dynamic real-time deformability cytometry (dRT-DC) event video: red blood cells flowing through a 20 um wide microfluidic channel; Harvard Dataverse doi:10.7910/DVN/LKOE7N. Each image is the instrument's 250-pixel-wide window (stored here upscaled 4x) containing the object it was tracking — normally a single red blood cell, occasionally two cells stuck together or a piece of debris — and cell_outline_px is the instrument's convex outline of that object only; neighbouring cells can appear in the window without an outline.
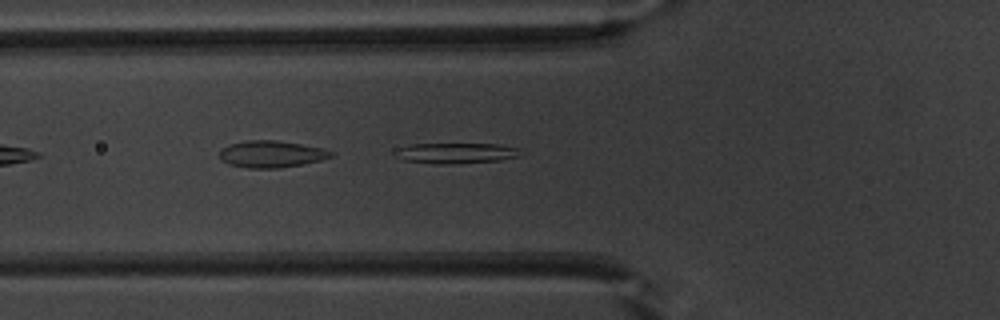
{"species": "common noctule bat (a hibernating species)", "species_latin": "Nyctalus noctula", "temperature_condition": "warm", "stored_images_in_passage": 37, "camera_frame_rate_fps": 3000, "um_per_image_px": 0.085, "animal": {"sex": "male", "body_mass_g": 20.1, "forearm_length_mm": 53.5}, "frame": {"image": 1, "passage_image": 5, "time_ms": 1.333, "image_size_px": [1000, 320], "cell_outline_px": [[520, 156], [500, 160], [452, 164], [436, 164], [404, 160], [392, 156], [396, 148], [412, 144], [496, 144], [520, 148]], "centroid_in_image_um": [38.7, 13.02], "position_along_channel_um": 87.1, "area_um2": 15.14}}
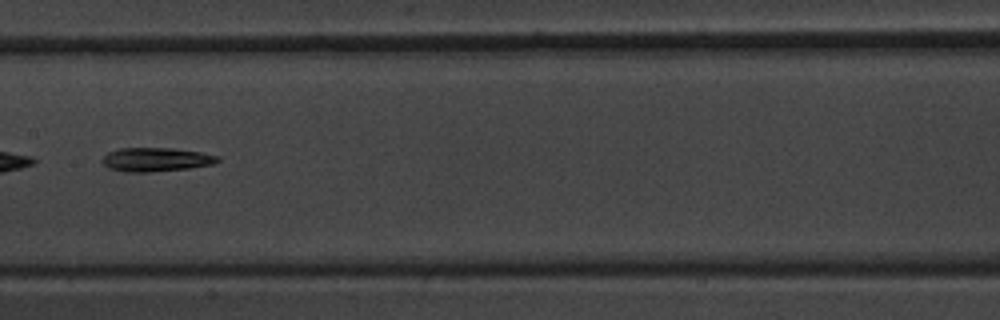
{"frame": {"image": 2, "passage_image": 13, "time_ms": 4.0, "image_size_px": [1000, 320], "cell_outline_px": [[220, 160], [212, 164], [188, 168], [148, 172], [128, 172], [108, 168], [100, 160], [108, 152], [120, 148], [172, 148], [200, 152], [220, 156]], "centroid_in_image_um": [13.24, 13.55], "position_along_channel_um": 194.2, "area_um2": 15.95}}
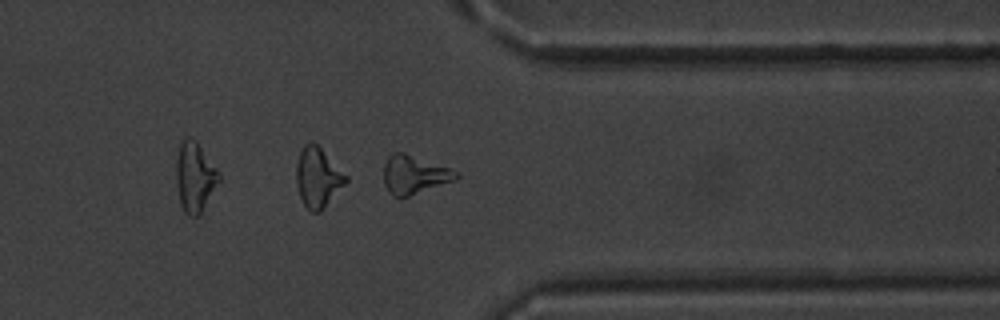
{"frame": {"image": 3, "passage_image": 27, "time_ms": 8.667, "image_size_px": [1000, 320], "cell_outline_px": [[460, 176], [456, 180], [408, 196], [392, 196], [388, 192], [384, 184], [384, 164], [388, 156], [392, 152], [404, 152], [460, 172]], "centroid_in_image_um": [35.21, 14.84], "position_along_channel_um": 376.2, "area_um2": 16.24}, "authors_computed_cell_mechanics": {"area_um2": 15.606, "velocity_mm_per_s": 3.9829, "shape_relaxation_time_tau1_ms": 4.9899, "shape_relaxation_time_tau2_ms": null, "deformation_change_tau1": 0.2147, "deformation_change_tau2": null}}